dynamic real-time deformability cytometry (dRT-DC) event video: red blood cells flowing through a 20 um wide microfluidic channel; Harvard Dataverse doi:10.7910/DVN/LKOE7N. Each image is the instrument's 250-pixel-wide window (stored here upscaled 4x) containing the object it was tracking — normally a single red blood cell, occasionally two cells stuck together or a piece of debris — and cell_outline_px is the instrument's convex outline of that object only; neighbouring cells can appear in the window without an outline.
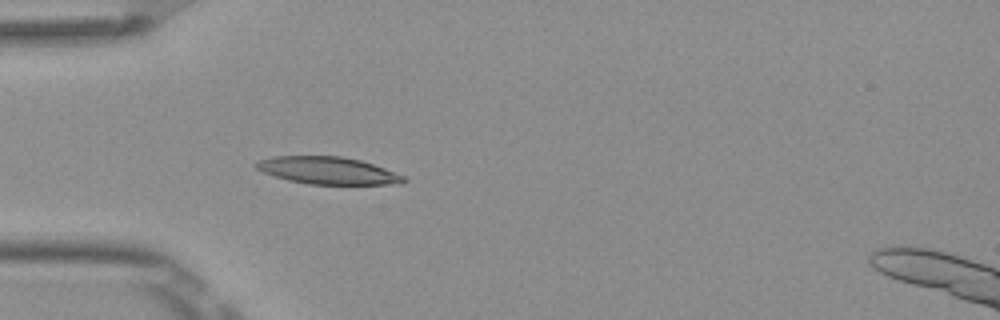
{"species": "Egyptian fruit bat (a non-hibernating species)", "species_latin": "Rousettus aegyptiacus", "temperature_condition": "room temperature", "stored_images_in_passage": 5, "camera_frame_rate_fps": 3000, "um_per_image_px": 0.085, "frame": {"image": 1, "passage_image": 4, "time_ms": 1.0, "image_size_px": [1000, 320], "cell_outline_px": [[408, 180], [404, 184], [308, 184], [288, 180], [264, 172], [256, 168], [252, 164], [260, 160], [272, 156], [340, 156], [360, 160], [384, 168], [404, 176]], "centroid_in_image_um": [27.87, 14.5], "position_along_channel_um": 57.1, "area_um2": 23.35}}